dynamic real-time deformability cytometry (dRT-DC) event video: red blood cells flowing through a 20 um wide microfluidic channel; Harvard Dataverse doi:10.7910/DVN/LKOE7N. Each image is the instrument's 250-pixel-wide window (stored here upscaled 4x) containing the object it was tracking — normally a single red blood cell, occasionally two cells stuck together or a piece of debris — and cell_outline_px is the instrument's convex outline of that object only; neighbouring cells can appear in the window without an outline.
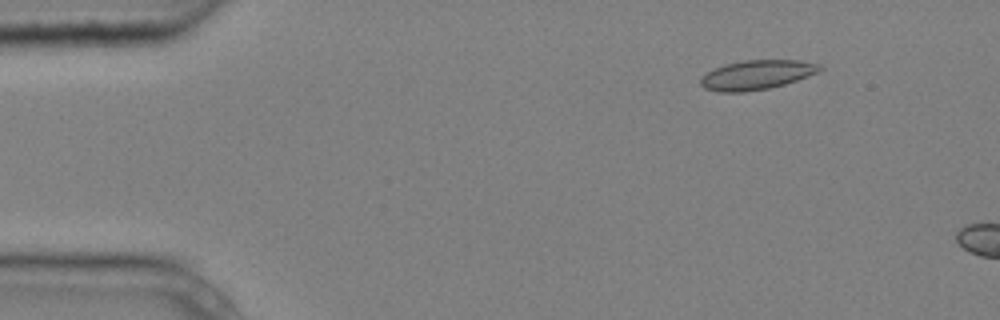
{"species": "common noctule bat (a hibernating species)", "species_latin": "Nyctalus noctula", "temperature_condition": "cold", "stored_images_in_passage": 2, "camera_frame_rate_fps": 3000, "um_per_image_px": 0.085, "animal": {"sex": "male", "body_mass_g": 20.4}, "frame": {"image": 1, "passage_image": 1, "time_ms": 0.0, "image_size_px": [1000, 320], "cell_outline_px": [[824, 68], [808, 76], [784, 84], [768, 88], [744, 92], [716, 92], [704, 88], [700, 84], [700, 76], [724, 64], [744, 60], [800, 60], [820, 64]], "centroid_in_image_um": [64.29, 6.36], "position_along_channel_um": 20.7, "area_um2": 20.4}}